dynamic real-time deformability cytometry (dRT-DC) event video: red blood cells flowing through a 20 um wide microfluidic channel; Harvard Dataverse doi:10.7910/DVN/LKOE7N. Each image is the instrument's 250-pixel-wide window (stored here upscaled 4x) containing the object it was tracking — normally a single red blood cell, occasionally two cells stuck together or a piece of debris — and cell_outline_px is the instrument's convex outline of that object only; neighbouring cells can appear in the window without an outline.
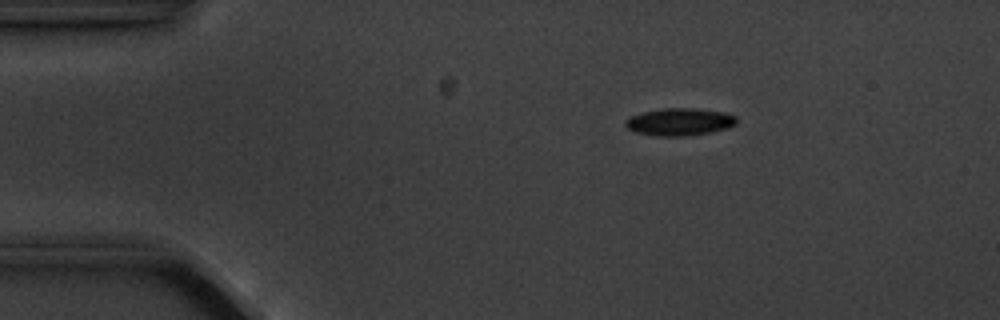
{"species": "common noctule bat (a hibernating species)", "species_latin": "Nyctalus noctula", "temperature_condition": "cold", "stored_images_in_passage": 4, "camera_frame_rate_fps": 3000, "um_per_image_px": 0.085, "animal": {"sex": "male", "body_mass_g": 20.1, "forearm_length_mm": 53.5}, "frame": {"image": 1, "passage_image": 3, "time_ms": 2.333, "image_size_px": [1000, 320], "cell_outline_px": [[736, 124], [724, 128], [708, 132], [684, 136], [656, 136], [632, 132], [624, 124], [624, 120], [632, 116], [644, 112], [664, 108], [696, 108], [724, 112], [736, 116]], "centroid_in_image_um": [57.72, 10.35], "position_along_channel_um": 27.3, "area_um2": 17.63}}